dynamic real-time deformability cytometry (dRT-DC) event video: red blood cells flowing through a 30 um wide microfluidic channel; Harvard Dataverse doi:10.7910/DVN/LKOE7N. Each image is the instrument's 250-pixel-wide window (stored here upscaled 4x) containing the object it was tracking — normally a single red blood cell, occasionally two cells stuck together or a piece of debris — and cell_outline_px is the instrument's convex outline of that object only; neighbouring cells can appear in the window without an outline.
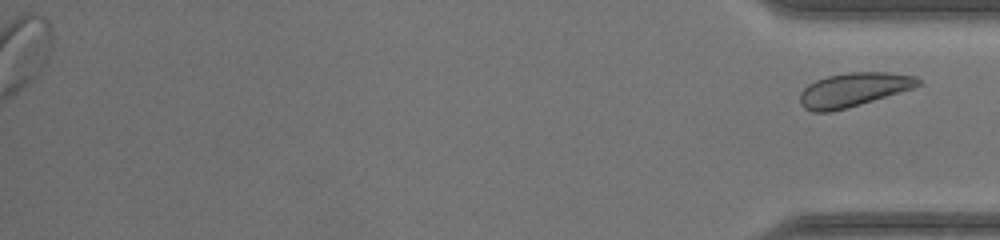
{"species": "common noctule bat (a hibernating species)", "species_latin": "Nyctalus noctula", "temperature_condition": "warm", "stored_images_in_passage": 39, "segment_of_instrument_passage": [2, 2], "camera_frame_rate_fps": 3000, "um_per_image_px": 0.085, "animal": {"sex": "female", "body_mass_g": 17.0, "forearm_length_mm": 48.0}, "frame": {"image": 1, "passage_image": 39, "time_ms": 12.667, "image_size_px": [1000, 240], "cell_outline_px": [[920, 84], [912, 88], [900, 92], [860, 104], [828, 112], [812, 112], [804, 108], [800, 104], [800, 92], [808, 84], [816, 80], [828, 76], [848, 72], [888, 72], [916, 76], [920, 80]], "centroid_in_image_um": [72.51, 7.62], "position_along_channel_um": 362.7, "area_um2": 23.12}}